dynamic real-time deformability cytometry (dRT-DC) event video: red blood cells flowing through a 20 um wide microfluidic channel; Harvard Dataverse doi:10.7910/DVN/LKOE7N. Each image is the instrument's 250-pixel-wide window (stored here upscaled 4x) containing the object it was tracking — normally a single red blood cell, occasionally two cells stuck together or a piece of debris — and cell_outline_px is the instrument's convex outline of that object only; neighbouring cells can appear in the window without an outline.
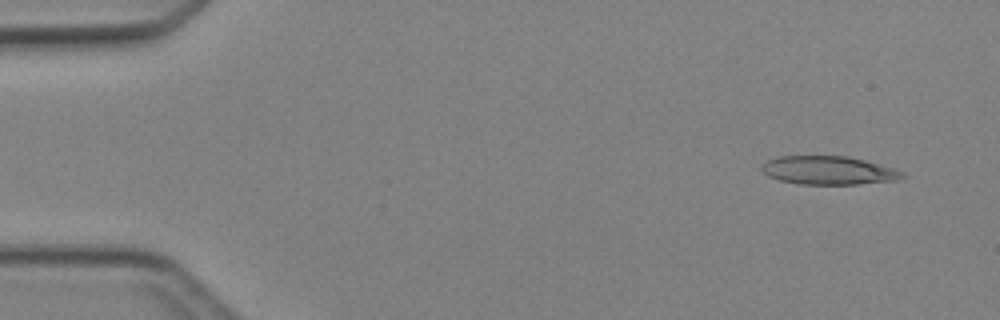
{"species": "Egyptian fruit bat (a non-hibernating species)", "species_latin": "Rousettus aegyptiacus", "temperature_condition": "cold", "stored_images_in_passage": 5, "segment_of_instrument_passage": [2, 2], "camera_frame_rate_fps": 3000, "um_per_image_px": 0.085, "animal": {"sex": "female"}, "frame": {"image": 1, "passage_image": 5, "time_ms": 4.667, "image_size_px": [1000, 320], "cell_outline_px": [[904, 176], [896, 180], [856, 184], [800, 184], [780, 180], [768, 176], [760, 168], [768, 160], [776, 156], [848, 156], [864, 160], [892, 168], [904, 172]], "centroid_in_image_um": [70.4, 14.48], "position_along_channel_um": 14.6, "area_um2": 23.06}}